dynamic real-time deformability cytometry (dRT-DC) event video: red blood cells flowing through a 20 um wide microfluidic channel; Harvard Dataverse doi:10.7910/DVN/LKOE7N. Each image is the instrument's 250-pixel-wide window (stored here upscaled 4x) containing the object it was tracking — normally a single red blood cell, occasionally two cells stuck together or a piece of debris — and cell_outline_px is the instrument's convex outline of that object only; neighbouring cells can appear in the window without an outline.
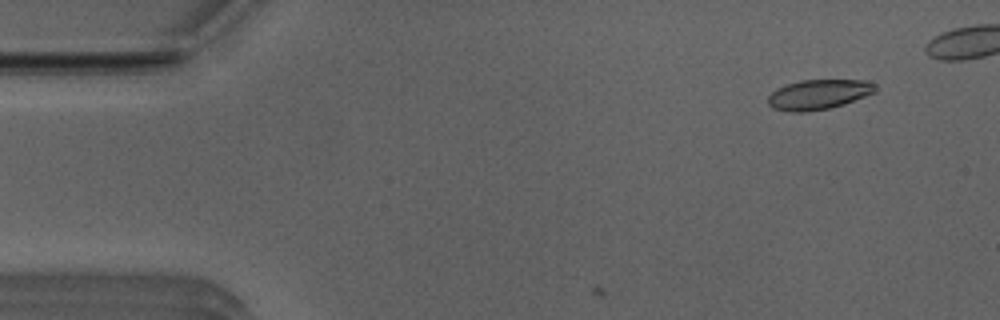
{"species": "Egyptian fruit bat (a non-hibernating species)", "species_latin": "Rousettus aegyptiacus", "temperature_condition": "room temperature", "stored_images_in_passage": 5, "camera_frame_rate_fps": 3000, "um_per_image_px": 0.085, "animal": {"sex": "male"}, "frame": {"image": 1, "passage_image": 5, "time_ms": 1.333, "image_size_px": [1000, 320], "cell_outline_px": [[876, 92], [844, 104], [828, 108], [804, 112], [792, 112], [772, 108], [768, 104], [768, 96], [776, 88], [800, 80], [864, 80], [876, 84]], "centroid_in_image_um": [69.57, 8.02], "position_along_channel_um": 15.4, "area_um2": 18.67}}